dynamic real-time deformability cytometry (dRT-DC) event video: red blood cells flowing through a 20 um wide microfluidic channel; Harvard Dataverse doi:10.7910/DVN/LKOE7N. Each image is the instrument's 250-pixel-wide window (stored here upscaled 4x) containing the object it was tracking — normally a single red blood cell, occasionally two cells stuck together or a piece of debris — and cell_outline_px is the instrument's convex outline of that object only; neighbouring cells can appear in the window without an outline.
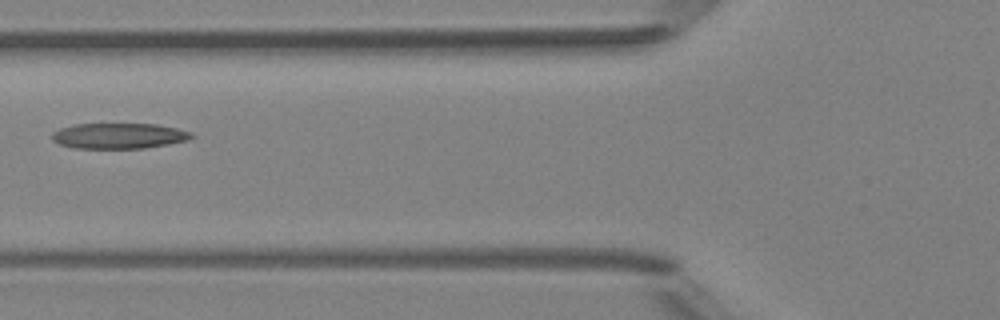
{"species": "Egyptian fruit bat (a non-hibernating species)", "species_latin": "Rousettus aegyptiacus", "temperature_condition": "room temperature", "stored_images_in_passage": 6, "camera_frame_rate_fps": 3000, "um_per_image_px": 0.085, "animal": {"sex": "female"}, "frame": {"image": 1, "passage_image": 5, "time_ms": 5.667, "image_size_px": [1000, 320], "cell_outline_px": [[196, 136], [188, 140], [168, 144], [144, 148], [72, 148], [60, 144], [52, 140], [52, 132], [60, 128], [76, 124], [156, 124], [176, 128], [192, 132]], "centroid_in_image_um": [10.12, 11.55], "position_along_channel_um": 115.7, "area_um2": 20.81}}
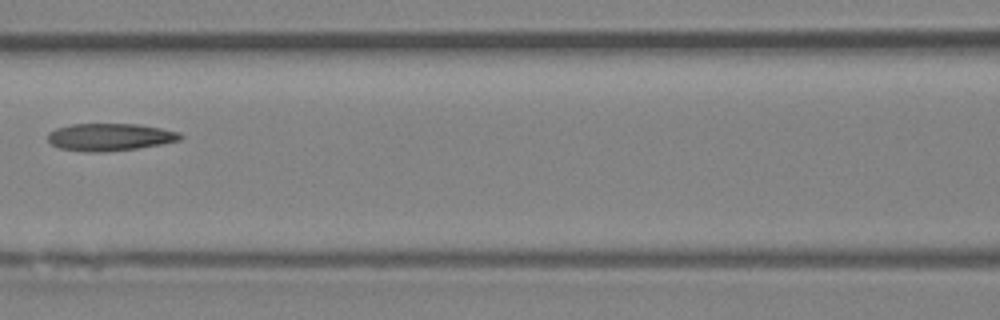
{"frame": {"image": 2, "passage_image": 6, "time_ms": 6.667, "image_size_px": [1000, 320], "cell_outline_px": [[184, 136], [180, 140], [164, 144], [136, 148], [104, 152], [88, 152], [60, 148], [52, 144], [48, 140], [48, 132], [56, 128], [72, 124], [140, 124], [180, 132]], "centroid_in_image_um": [9.37, 11.64], "position_along_channel_um": 157.2, "area_um2": 21.21}}